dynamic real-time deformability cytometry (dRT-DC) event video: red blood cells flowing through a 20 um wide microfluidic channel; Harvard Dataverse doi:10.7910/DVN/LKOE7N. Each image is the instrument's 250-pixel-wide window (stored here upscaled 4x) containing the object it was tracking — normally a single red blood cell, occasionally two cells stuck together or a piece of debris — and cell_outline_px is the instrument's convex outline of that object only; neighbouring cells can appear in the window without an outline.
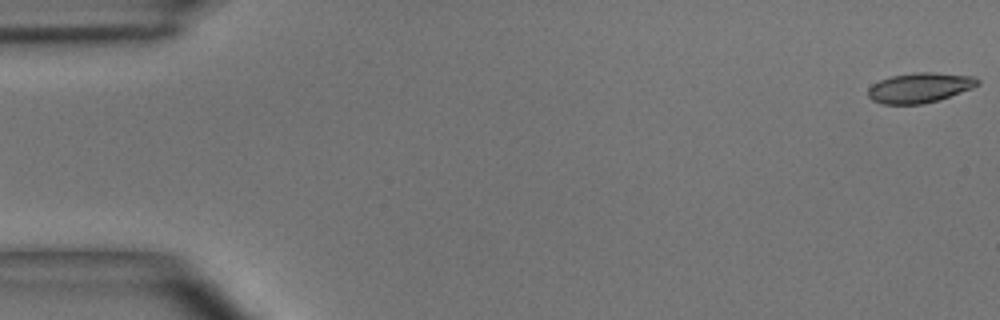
{"species": "common noctule bat (a hibernating species)", "species_latin": "Nyctalus noctula", "temperature_condition": "room temperature", "stored_images_in_passage": 44, "camera_frame_rate_fps": 3000, "um_per_image_px": 0.085, "animal": {"sex": "male", "body_mass_g": 15.6}, "frame": {"image": 1, "passage_image": 1, "time_ms": 0.0, "image_size_px": [1000, 320], "cell_outline_px": [[980, 84], [972, 88], [924, 104], [884, 104], [872, 100], [868, 96], [868, 88], [872, 84], [880, 80], [892, 76], [916, 72], [932, 72], [976, 76], [980, 80]], "centroid_in_image_um": [78.18, 7.44], "position_along_channel_um": 6.8, "area_um2": 19.07}}
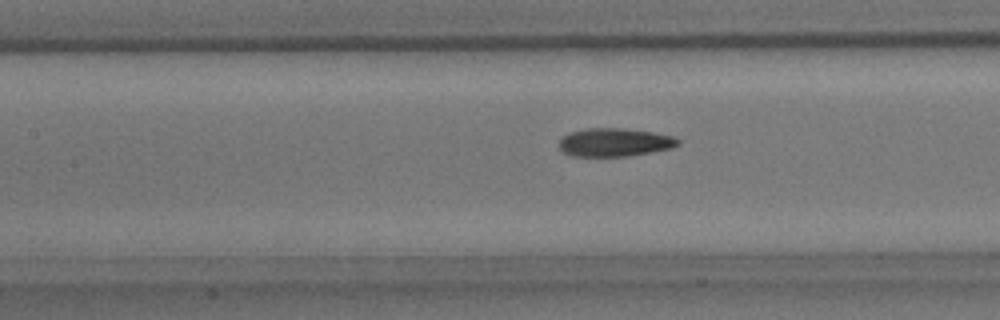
{"frame": {"image": 2, "passage_image": 22, "time_ms": 7.0, "image_size_px": [1000, 320], "cell_outline_px": [[680, 144], [672, 148], [628, 156], [572, 156], [564, 152], [560, 148], [560, 140], [568, 132], [588, 128], [624, 128], [652, 132], [672, 136], [680, 140]], "centroid_in_image_um": [52.25, 12.09], "position_along_channel_um": 155.2, "area_um2": 19.54}}
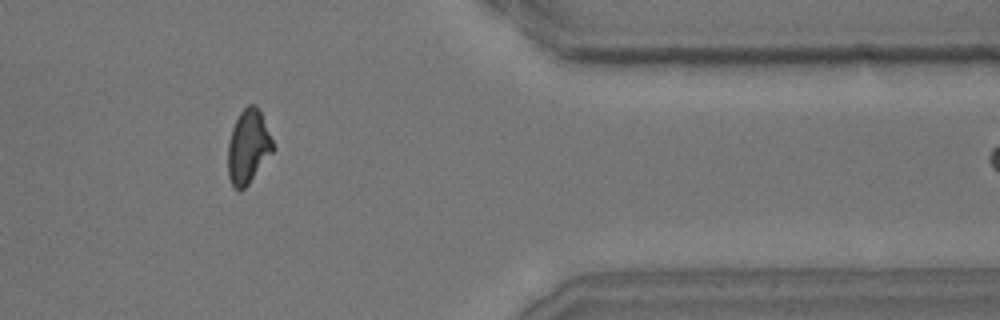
{"frame": {"image": 3, "passage_image": 41, "time_ms": 13.333, "image_size_px": [1000, 320], "cell_outline_px": [[276, 148], [248, 184], [240, 192], [232, 184], [228, 176], [228, 140], [232, 128], [240, 112], [248, 104], [252, 104], [260, 112]], "centroid_in_image_um": [21.09, 12.49], "position_along_channel_um": 390.3, "area_um2": 19.19}, "authors_computed_cell_mechanics": {"area_um2": 19.7387, "velocity_mm_per_s": 4.0684, "shape_relaxation_time_tau1_ms": 3.9585, "shape_relaxation_time_tau2_ms": 2.5257, "deformation_change_tau1": 0.16, "deformation_change_tau2": 0.0973}}